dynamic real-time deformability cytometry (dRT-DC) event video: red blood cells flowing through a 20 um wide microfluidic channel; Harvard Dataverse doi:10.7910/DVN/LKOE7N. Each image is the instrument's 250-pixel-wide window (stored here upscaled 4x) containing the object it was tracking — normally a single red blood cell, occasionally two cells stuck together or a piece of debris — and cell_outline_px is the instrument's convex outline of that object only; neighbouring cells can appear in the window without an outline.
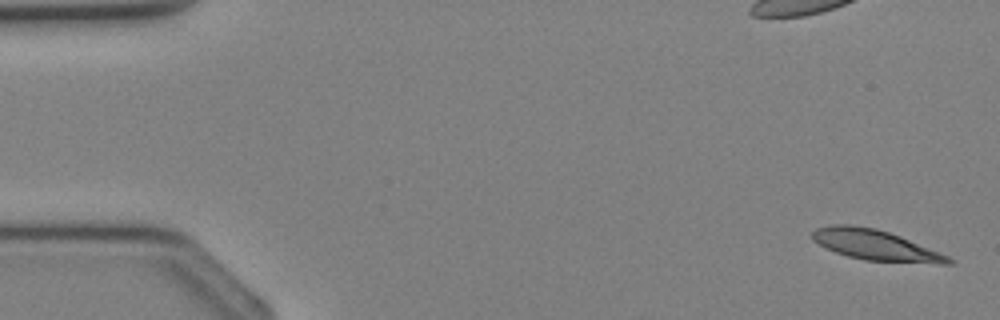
{"species": "Egyptian fruit bat (a non-hibernating species)", "species_latin": "Rousettus aegyptiacus", "temperature_condition": "cold", "stored_images_in_passage": 37, "camera_frame_rate_fps": 3000, "um_per_image_px": 0.085, "animal": {"sex": "female"}, "frame": {"image": 1, "passage_image": 1, "time_ms": 0.0, "image_size_px": [1000, 320], "cell_outline_px": [[956, 264], [940, 264], [864, 260], [848, 256], [836, 252], [812, 240], [812, 232], [816, 228], [828, 224], [852, 224], [876, 228], [900, 236], [948, 256], [956, 260]], "centroid_in_image_um": [74.42, 20.83], "position_along_channel_um": 10.6, "area_um2": 24.16}}
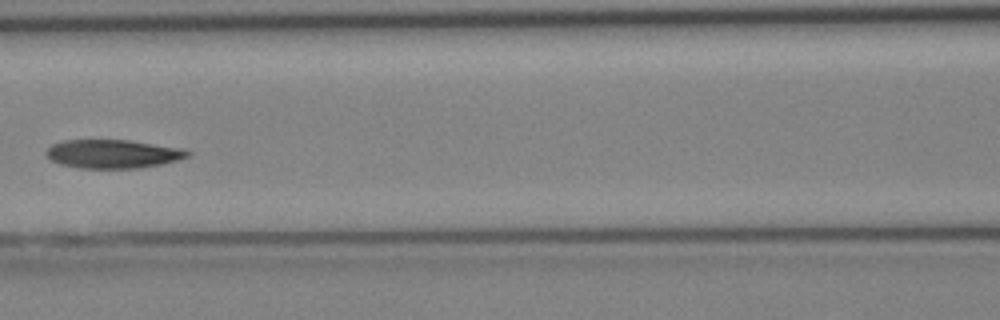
{"frame": {"image": 2, "passage_image": 16, "time_ms": 5.0, "image_size_px": [1000, 320], "cell_outline_px": [[192, 152], [188, 156], [176, 160], [160, 164], [140, 168], [76, 168], [60, 164], [52, 160], [44, 152], [52, 144], [64, 140], [128, 140], [184, 148]], "centroid_in_image_um": [9.59, 13.08], "position_along_channel_um": 157.0, "area_um2": 23.58}}
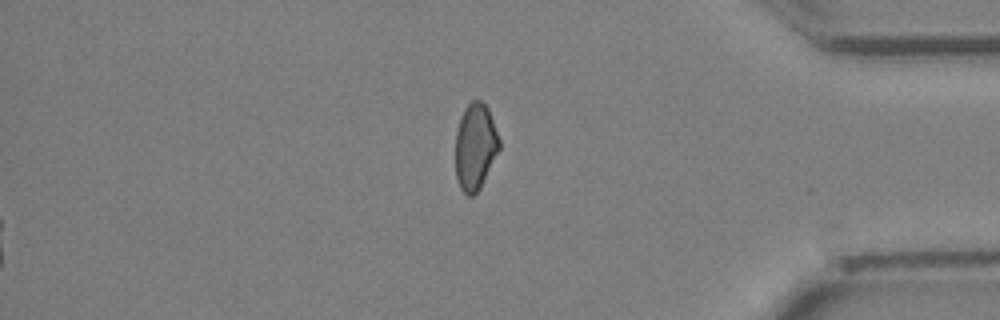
{"frame": {"image": 3, "passage_image": 37, "time_ms": 12.0, "image_size_px": [1000, 320], "cell_outline_px": [[500, 148], [480, 188], [472, 196], [468, 196], [460, 188], [456, 176], [456, 132], [460, 116], [464, 108], [472, 100], [480, 100], [488, 108], [500, 140]], "centroid_in_image_um": [40.39, 12.45], "position_along_channel_um": 394.8, "area_um2": 22.02}}